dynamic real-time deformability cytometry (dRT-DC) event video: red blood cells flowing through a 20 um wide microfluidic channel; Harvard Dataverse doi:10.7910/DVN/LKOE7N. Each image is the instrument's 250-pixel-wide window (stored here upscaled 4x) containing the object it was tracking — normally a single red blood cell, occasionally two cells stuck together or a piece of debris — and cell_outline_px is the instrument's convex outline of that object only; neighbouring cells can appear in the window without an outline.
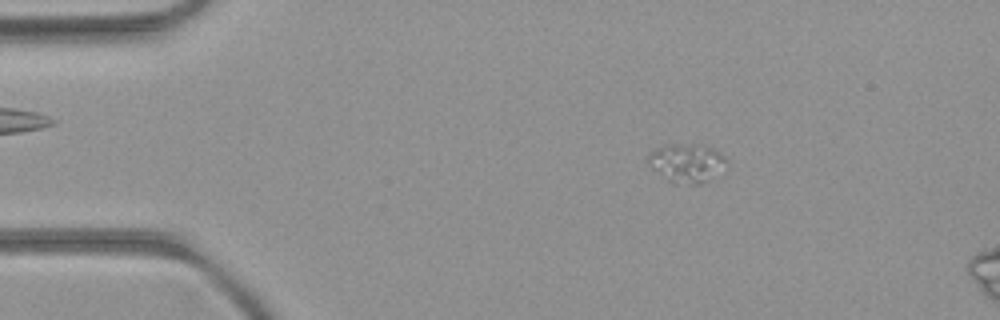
{"species": "common noctule bat (a hibernating species)", "species_latin": "Nyctalus noctula", "temperature_condition": "room temperature", "stored_images_in_passage": 12, "camera_frame_rate_fps": 3000, "um_per_image_px": 0.085, "animal": {"sex": "female", "body_mass_g": 21.9}, "frame": {"image": 1, "passage_image": 7, "time_ms": 2.0, "image_size_px": [1000, 320], "cell_outline_px": [[728, 164], [708, 180], [700, 184], [676, 184], [668, 180], [652, 168], [648, 160], [648, 156], [656, 148], [664, 144], [692, 144], [712, 148], [724, 156], [728, 160]], "centroid_in_image_um": [58.38, 13.85], "position_along_channel_um": 26.6, "area_um2": 17.46}}